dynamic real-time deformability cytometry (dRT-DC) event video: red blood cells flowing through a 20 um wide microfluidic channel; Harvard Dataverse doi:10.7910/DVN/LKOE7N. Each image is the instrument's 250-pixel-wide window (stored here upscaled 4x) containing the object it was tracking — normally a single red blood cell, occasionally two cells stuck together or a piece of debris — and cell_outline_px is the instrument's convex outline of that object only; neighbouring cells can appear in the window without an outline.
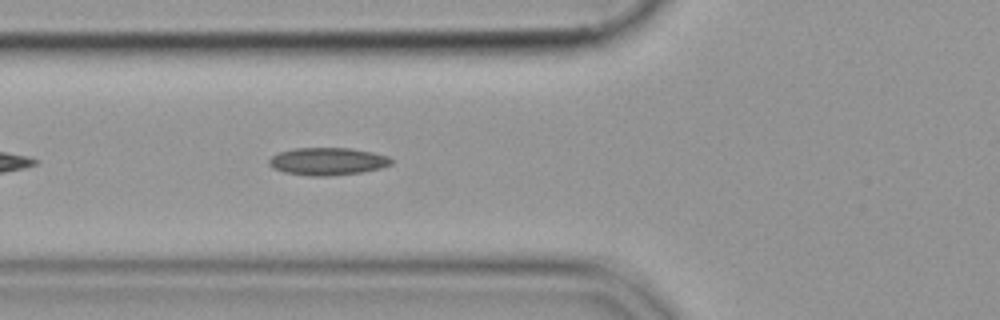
{"species": "common noctule bat (a hibernating species)", "species_latin": "Nyctalus noctula", "temperature_condition": "cold", "stored_images_in_passage": 33, "camera_frame_rate_fps": 3000, "um_per_image_px": 0.085, "animal": {"sex": "female", "body_mass_g": 19.9}, "frame": {"image": 1, "passage_image": 6, "time_ms": 1.667, "image_size_px": [1000, 320], "cell_outline_px": [[392, 164], [380, 168], [360, 172], [324, 176], [312, 176], [284, 172], [272, 168], [268, 164], [268, 160], [272, 156], [280, 152], [292, 148], [352, 148], [372, 152], [388, 156], [392, 160]], "centroid_in_image_um": [27.82, 13.71], "position_along_channel_um": 98.0, "area_um2": 19.54}}